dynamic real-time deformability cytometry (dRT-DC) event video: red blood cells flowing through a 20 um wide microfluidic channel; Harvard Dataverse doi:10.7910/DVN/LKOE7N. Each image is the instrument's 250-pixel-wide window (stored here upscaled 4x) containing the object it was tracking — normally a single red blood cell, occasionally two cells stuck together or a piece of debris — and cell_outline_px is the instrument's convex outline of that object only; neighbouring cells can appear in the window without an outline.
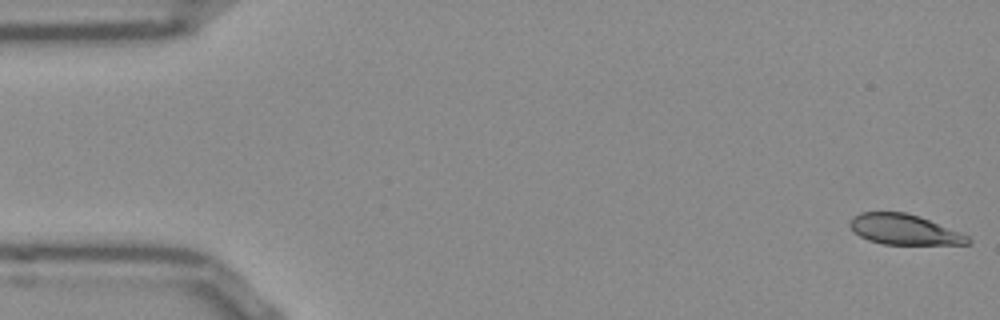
{"species": "Egyptian fruit bat (a non-hibernating species)", "species_latin": "Rousettus aegyptiacus", "temperature_condition": "room temperature", "stored_images_in_passage": 52, "camera_frame_rate_fps": 3000, "um_per_image_px": 0.085, "frame": {"image": 1, "passage_image": 1, "time_ms": 0.0, "image_size_px": [1000, 320], "cell_outline_px": [[972, 240], [968, 244], [884, 244], [868, 240], [860, 236], [848, 224], [852, 216], [860, 212], [904, 212], [920, 216], [960, 232], [968, 236]], "centroid_in_image_um": [76.84, 19.5], "position_along_channel_um": 8.2, "area_um2": 20.75}}
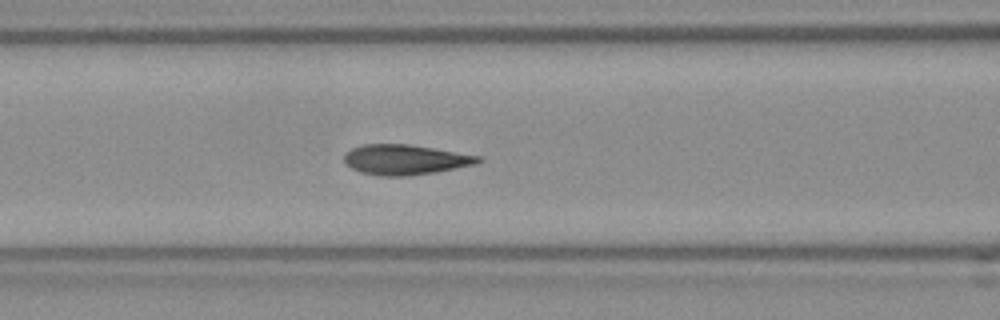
{"frame": {"image": 2, "passage_image": 21, "time_ms": 6.667, "image_size_px": [1000, 320], "cell_outline_px": [[484, 160], [476, 164], [436, 172], [408, 176], [380, 176], [360, 172], [344, 164], [344, 152], [352, 148], [364, 144], [408, 144], [480, 156]], "centroid_in_image_um": [34.41, 13.57], "position_along_channel_um": 132.2, "area_um2": 23.58}}
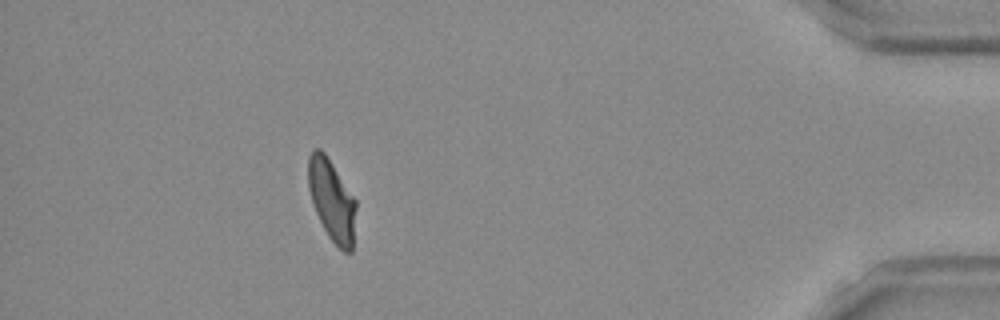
{"frame": {"image": 3, "passage_image": 47, "time_ms": 15.333, "image_size_px": [1000, 320], "cell_outline_px": [[356, 208], [352, 252], [344, 252], [328, 236], [312, 204], [308, 188], [308, 156], [312, 148], [320, 148], [324, 152], [356, 200]], "centroid_in_image_um": [28.19, 17.0], "position_along_channel_um": 407.0, "area_um2": 22.54}, "authors_computed_cell_mechanics": {"area_um2": 23.12, "velocity_mm_per_s": 3.8256, "shape_relaxation_time_tau1_ms": 4.2216, "shape_relaxation_time_tau2_ms": 0.8668, "deformation_change_tau1": 0.1546, "deformation_change_tau2": 0.0487}}